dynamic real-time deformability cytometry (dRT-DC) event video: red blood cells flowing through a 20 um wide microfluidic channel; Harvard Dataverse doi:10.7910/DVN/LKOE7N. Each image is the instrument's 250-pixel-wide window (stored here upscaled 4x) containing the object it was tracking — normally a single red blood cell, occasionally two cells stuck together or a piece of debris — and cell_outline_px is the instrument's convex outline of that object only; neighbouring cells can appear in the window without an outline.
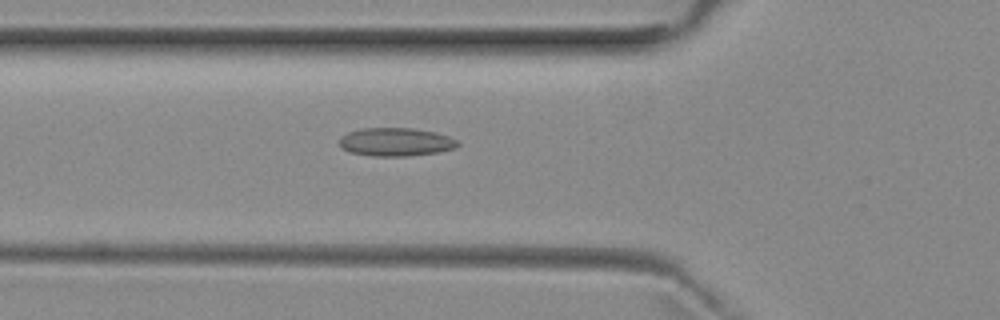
{"species": "common noctule bat (a hibernating species)", "species_latin": "Nyctalus noctula", "temperature_condition": "room temperature", "stored_images_in_passage": 53, "camera_frame_rate_fps": 3000, "um_per_image_px": 0.085, "animal": {"sex": "female", "body_mass_g": 29.2, "forearm_length_mm": 56.3}, "frame": {"image": 1, "passage_image": 18, "time_ms": 5.667, "image_size_px": [1000, 320], "cell_outline_px": [[460, 144], [456, 148], [436, 152], [408, 156], [372, 156], [348, 152], [340, 148], [340, 136], [348, 132], [360, 128], [412, 128], [436, 132], [448, 136], [456, 140]], "centroid_in_image_um": [33.6, 12.06], "position_along_channel_um": 92.2, "area_um2": 19.65}}
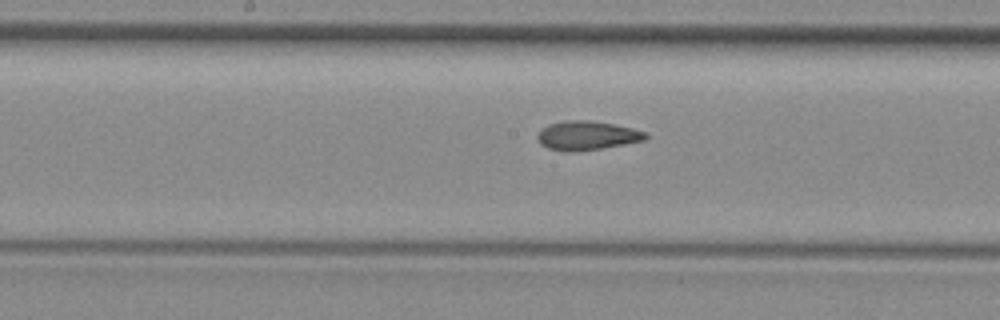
{"frame": {"image": 2, "passage_image": 26, "time_ms": 8.333, "image_size_px": [1000, 320], "cell_outline_px": [[648, 136], [644, 140], [624, 144], [600, 148], [568, 152], [564, 152], [548, 148], [540, 144], [536, 136], [540, 128], [548, 124], [564, 120], [592, 120], [632, 128], [648, 132]], "centroid_in_image_um": [49.85, 11.51], "position_along_channel_um": 198.4, "area_um2": 18.38}}
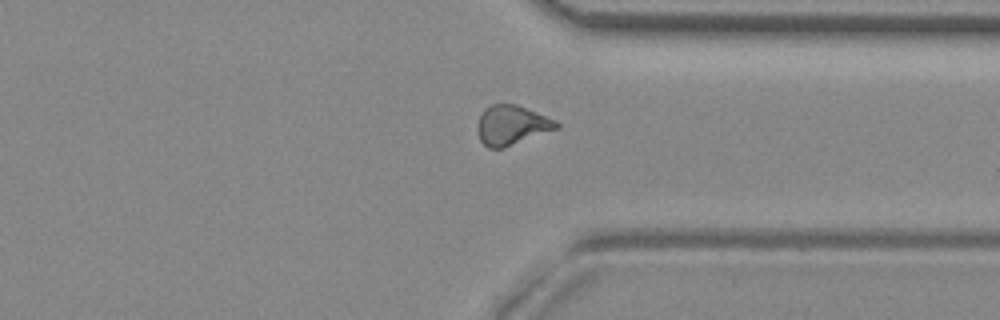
{"frame": {"image": 3, "passage_image": 39, "time_ms": 12.667, "image_size_px": [1000, 320], "cell_outline_px": [[560, 128], [504, 148], [488, 148], [480, 140], [480, 116], [484, 108], [492, 104], [516, 104], [556, 120], [560, 124]], "centroid_in_image_um": [43.55, 10.64], "position_along_channel_um": 367.8, "area_um2": 17.98}}